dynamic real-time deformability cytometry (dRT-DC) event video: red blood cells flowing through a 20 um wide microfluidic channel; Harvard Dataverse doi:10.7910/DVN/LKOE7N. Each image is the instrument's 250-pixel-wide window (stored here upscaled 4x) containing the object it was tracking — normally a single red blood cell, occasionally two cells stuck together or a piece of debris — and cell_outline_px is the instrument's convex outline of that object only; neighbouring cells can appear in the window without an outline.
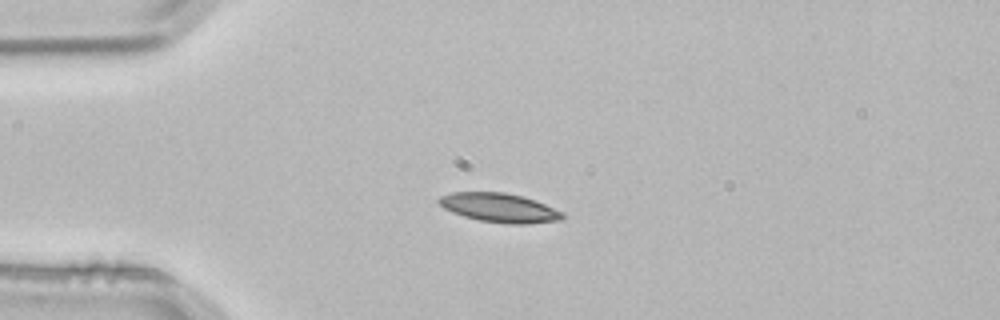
{"species": "common noctule bat (a hibernating species)", "species_latin": "Nyctalus noctula", "temperature_condition": "room temperature", "stored_images_in_passage": 2, "camera_frame_rate_fps": 3000, "um_per_image_px": 0.085, "animal": {"sex": "male", "body_mass_g": 21.5, "forearm_length_mm": 52.0}, "frame": {"image": 1, "passage_image": 2, "time_ms": 0.333, "image_size_px": [1000, 320], "cell_outline_px": [[564, 216], [560, 220], [528, 224], [508, 224], [480, 220], [464, 216], [452, 212], [444, 208], [436, 200], [440, 196], [452, 192], [504, 192], [536, 200], [564, 212]], "centroid_in_image_um": [42.46, 17.66], "position_along_channel_um": 42.5, "area_um2": 20.92}}